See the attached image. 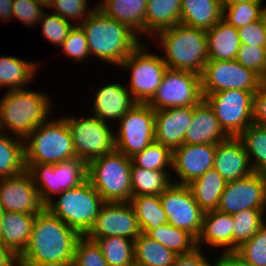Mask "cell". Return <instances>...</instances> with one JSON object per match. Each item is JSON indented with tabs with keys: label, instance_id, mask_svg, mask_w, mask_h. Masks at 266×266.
I'll return each mask as SVG.
<instances>
[{
	"label": "cell",
	"instance_id": "48",
	"mask_svg": "<svg viewBox=\"0 0 266 266\" xmlns=\"http://www.w3.org/2000/svg\"><path fill=\"white\" fill-rule=\"evenodd\" d=\"M44 8H47L45 4L34 0H13L12 18L34 27L38 25Z\"/></svg>",
	"mask_w": 266,
	"mask_h": 266
},
{
	"label": "cell",
	"instance_id": "45",
	"mask_svg": "<svg viewBox=\"0 0 266 266\" xmlns=\"http://www.w3.org/2000/svg\"><path fill=\"white\" fill-rule=\"evenodd\" d=\"M72 266H108L96 241L81 236L76 243Z\"/></svg>",
	"mask_w": 266,
	"mask_h": 266
},
{
	"label": "cell",
	"instance_id": "25",
	"mask_svg": "<svg viewBox=\"0 0 266 266\" xmlns=\"http://www.w3.org/2000/svg\"><path fill=\"white\" fill-rule=\"evenodd\" d=\"M36 215L5 212L2 218L0 242L20 256L26 249Z\"/></svg>",
	"mask_w": 266,
	"mask_h": 266
},
{
	"label": "cell",
	"instance_id": "13",
	"mask_svg": "<svg viewBox=\"0 0 266 266\" xmlns=\"http://www.w3.org/2000/svg\"><path fill=\"white\" fill-rule=\"evenodd\" d=\"M203 99L201 75L191 71L167 68L160 86L147 104L155 111L194 106Z\"/></svg>",
	"mask_w": 266,
	"mask_h": 266
},
{
	"label": "cell",
	"instance_id": "46",
	"mask_svg": "<svg viewBox=\"0 0 266 266\" xmlns=\"http://www.w3.org/2000/svg\"><path fill=\"white\" fill-rule=\"evenodd\" d=\"M235 60L266 81V47L241 43Z\"/></svg>",
	"mask_w": 266,
	"mask_h": 266
},
{
	"label": "cell",
	"instance_id": "56",
	"mask_svg": "<svg viewBox=\"0 0 266 266\" xmlns=\"http://www.w3.org/2000/svg\"><path fill=\"white\" fill-rule=\"evenodd\" d=\"M5 210L0 206V231L2 227V218L4 216Z\"/></svg>",
	"mask_w": 266,
	"mask_h": 266
},
{
	"label": "cell",
	"instance_id": "24",
	"mask_svg": "<svg viewBox=\"0 0 266 266\" xmlns=\"http://www.w3.org/2000/svg\"><path fill=\"white\" fill-rule=\"evenodd\" d=\"M232 214L212 210L204 212L202 229L196 239V246L202 249L209 245L221 249L222 252H233V227ZM224 249V250H222Z\"/></svg>",
	"mask_w": 266,
	"mask_h": 266
},
{
	"label": "cell",
	"instance_id": "19",
	"mask_svg": "<svg viewBox=\"0 0 266 266\" xmlns=\"http://www.w3.org/2000/svg\"><path fill=\"white\" fill-rule=\"evenodd\" d=\"M216 144H185L172 150L173 183L188 185L214 166ZM180 179V180H179Z\"/></svg>",
	"mask_w": 266,
	"mask_h": 266
},
{
	"label": "cell",
	"instance_id": "36",
	"mask_svg": "<svg viewBox=\"0 0 266 266\" xmlns=\"http://www.w3.org/2000/svg\"><path fill=\"white\" fill-rule=\"evenodd\" d=\"M143 233L177 255L190 254L197 248L196 239L191 234L169 223L159 225L155 229H146Z\"/></svg>",
	"mask_w": 266,
	"mask_h": 266
},
{
	"label": "cell",
	"instance_id": "29",
	"mask_svg": "<svg viewBox=\"0 0 266 266\" xmlns=\"http://www.w3.org/2000/svg\"><path fill=\"white\" fill-rule=\"evenodd\" d=\"M182 0H148L145 15V35L154 37L158 32L180 23Z\"/></svg>",
	"mask_w": 266,
	"mask_h": 266
},
{
	"label": "cell",
	"instance_id": "17",
	"mask_svg": "<svg viewBox=\"0 0 266 266\" xmlns=\"http://www.w3.org/2000/svg\"><path fill=\"white\" fill-rule=\"evenodd\" d=\"M141 233L130 202H105L85 236L87 238L121 236L135 240Z\"/></svg>",
	"mask_w": 266,
	"mask_h": 266
},
{
	"label": "cell",
	"instance_id": "38",
	"mask_svg": "<svg viewBox=\"0 0 266 266\" xmlns=\"http://www.w3.org/2000/svg\"><path fill=\"white\" fill-rule=\"evenodd\" d=\"M89 239L100 246L108 266H135L134 240L121 236Z\"/></svg>",
	"mask_w": 266,
	"mask_h": 266
},
{
	"label": "cell",
	"instance_id": "12",
	"mask_svg": "<svg viewBox=\"0 0 266 266\" xmlns=\"http://www.w3.org/2000/svg\"><path fill=\"white\" fill-rule=\"evenodd\" d=\"M265 81L236 60H208L201 73L203 98L223 90H244L256 93Z\"/></svg>",
	"mask_w": 266,
	"mask_h": 266
},
{
	"label": "cell",
	"instance_id": "16",
	"mask_svg": "<svg viewBox=\"0 0 266 266\" xmlns=\"http://www.w3.org/2000/svg\"><path fill=\"white\" fill-rule=\"evenodd\" d=\"M247 209L266 210V174L253 172L245 178L226 182L217 210L234 214Z\"/></svg>",
	"mask_w": 266,
	"mask_h": 266
},
{
	"label": "cell",
	"instance_id": "52",
	"mask_svg": "<svg viewBox=\"0 0 266 266\" xmlns=\"http://www.w3.org/2000/svg\"><path fill=\"white\" fill-rule=\"evenodd\" d=\"M221 254L216 258L217 266H254L244 261L235 252H221Z\"/></svg>",
	"mask_w": 266,
	"mask_h": 266
},
{
	"label": "cell",
	"instance_id": "11",
	"mask_svg": "<svg viewBox=\"0 0 266 266\" xmlns=\"http://www.w3.org/2000/svg\"><path fill=\"white\" fill-rule=\"evenodd\" d=\"M254 99L255 93L244 90H223L204 97L229 137H238L254 122Z\"/></svg>",
	"mask_w": 266,
	"mask_h": 266
},
{
	"label": "cell",
	"instance_id": "5",
	"mask_svg": "<svg viewBox=\"0 0 266 266\" xmlns=\"http://www.w3.org/2000/svg\"><path fill=\"white\" fill-rule=\"evenodd\" d=\"M25 164H57L76 157L71 133L63 118L49 119L25 139Z\"/></svg>",
	"mask_w": 266,
	"mask_h": 266
},
{
	"label": "cell",
	"instance_id": "15",
	"mask_svg": "<svg viewBox=\"0 0 266 266\" xmlns=\"http://www.w3.org/2000/svg\"><path fill=\"white\" fill-rule=\"evenodd\" d=\"M160 200L168 223L187 231L197 239L202 229L204 211L195 201L189 187L172 183L160 195Z\"/></svg>",
	"mask_w": 266,
	"mask_h": 266
},
{
	"label": "cell",
	"instance_id": "34",
	"mask_svg": "<svg viewBox=\"0 0 266 266\" xmlns=\"http://www.w3.org/2000/svg\"><path fill=\"white\" fill-rule=\"evenodd\" d=\"M172 171L148 170L136 167L132 163L131 167V191L132 196L139 195H161L172 183ZM172 177V179H171Z\"/></svg>",
	"mask_w": 266,
	"mask_h": 266
},
{
	"label": "cell",
	"instance_id": "10",
	"mask_svg": "<svg viewBox=\"0 0 266 266\" xmlns=\"http://www.w3.org/2000/svg\"><path fill=\"white\" fill-rule=\"evenodd\" d=\"M62 118L71 133L76 157L86 164L116 149L115 133L110 123L92 114L83 118L70 115Z\"/></svg>",
	"mask_w": 266,
	"mask_h": 266
},
{
	"label": "cell",
	"instance_id": "2",
	"mask_svg": "<svg viewBox=\"0 0 266 266\" xmlns=\"http://www.w3.org/2000/svg\"><path fill=\"white\" fill-rule=\"evenodd\" d=\"M79 26L85 33L90 56L115 67L142 42L129 26L107 16L98 7Z\"/></svg>",
	"mask_w": 266,
	"mask_h": 266
},
{
	"label": "cell",
	"instance_id": "31",
	"mask_svg": "<svg viewBox=\"0 0 266 266\" xmlns=\"http://www.w3.org/2000/svg\"><path fill=\"white\" fill-rule=\"evenodd\" d=\"M39 62L21 60L16 56H0V89L7 91L27 88L33 78H36Z\"/></svg>",
	"mask_w": 266,
	"mask_h": 266
},
{
	"label": "cell",
	"instance_id": "8",
	"mask_svg": "<svg viewBox=\"0 0 266 266\" xmlns=\"http://www.w3.org/2000/svg\"><path fill=\"white\" fill-rule=\"evenodd\" d=\"M146 43L142 41L119 66L131 72L127 89L137 103H147L153 97L168 68L161 56L146 49Z\"/></svg>",
	"mask_w": 266,
	"mask_h": 266
},
{
	"label": "cell",
	"instance_id": "54",
	"mask_svg": "<svg viewBox=\"0 0 266 266\" xmlns=\"http://www.w3.org/2000/svg\"><path fill=\"white\" fill-rule=\"evenodd\" d=\"M13 0H0V20L6 22L12 19Z\"/></svg>",
	"mask_w": 266,
	"mask_h": 266
},
{
	"label": "cell",
	"instance_id": "41",
	"mask_svg": "<svg viewBox=\"0 0 266 266\" xmlns=\"http://www.w3.org/2000/svg\"><path fill=\"white\" fill-rule=\"evenodd\" d=\"M131 159L136 167L148 170L169 171V168H172V150L156 141L136 153Z\"/></svg>",
	"mask_w": 266,
	"mask_h": 266
},
{
	"label": "cell",
	"instance_id": "53",
	"mask_svg": "<svg viewBox=\"0 0 266 266\" xmlns=\"http://www.w3.org/2000/svg\"><path fill=\"white\" fill-rule=\"evenodd\" d=\"M0 266H20L19 256L0 242Z\"/></svg>",
	"mask_w": 266,
	"mask_h": 266
},
{
	"label": "cell",
	"instance_id": "1",
	"mask_svg": "<svg viewBox=\"0 0 266 266\" xmlns=\"http://www.w3.org/2000/svg\"><path fill=\"white\" fill-rule=\"evenodd\" d=\"M81 235L44 208L36 214L20 266H72Z\"/></svg>",
	"mask_w": 266,
	"mask_h": 266
},
{
	"label": "cell",
	"instance_id": "51",
	"mask_svg": "<svg viewBox=\"0 0 266 266\" xmlns=\"http://www.w3.org/2000/svg\"><path fill=\"white\" fill-rule=\"evenodd\" d=\"M254 123L266 127V81L255 93Z\"/></svg>",
	"mask_w": 266,
	"mask_h": 266
},
{
	"label": "cell",
	"instance_id": "57",
	"mask_svg": "<svg viewBox=\"0 0 266 266\" xmlns=\"http://www.w3.org/2000/svg\"><path fill=\"white\" fill-rule=\"evenodd\" d=\"M34 1H37V2H40V3H43L47 6L49 0H34Z\"/></svg>",
	"mask_w": 266,
	"mask_h": 266
},
{
	"label": "cell",
	"instance_id": "18",
	"mask_svg": "<svg viewBox=\"0 0 266 266\" xmlns=\"http://www.w3.org/2000/svg\"><path fill=\"white\" fill-rule=\"evenodd\" d=\"M0 206L5 212L31 215H36L45 208L27 170L17 176L0 178Z\"/></svg>",
	"mask_w": 266,
	"mask_h": 266
},
{
	"label": "cell",
	"instance_id": "32",
	"mask_svg": "<svg viewBox=\"0 0 266 266\" xmlns=\"http://www.w3.org/2000/svg\"><path fill=\"white\" fill-rule=\"evenodd\" d=\"M6 134L0 129V178L17 176L26 170L24 139Z\"/></svg>",
	"mask_w": 266,
	"mask_h": 266
},
{
	"label": "cell",
	"instance_id": "6",
	"mask_svg": "<svg viewBox=\"0 0 266 266\" xmlns=\"http://www.w3.org/2000/svg\"><path fill=\"white\" fill-rule=\"evenodd\" d=\"M132 159L113 150L87 164V180L105 202H129Z\"/></svg>",
	"mask_w": 266,
	"mask_h": 266
},
{
	"label": "cell",
	"instance_id": "39",
	"mask_svg": "<svg viewBox=\"0 0 266 266\" xmlns=\"http://www.w3.org/2000/svg\"><path fill=\"white\" fill-rule=\"evenodd\" d=\"M263 0H247L232 4H222V19L236 29L261 19L266 14ZM264 6V7H263Z\"/></svg>",
	"mask_w": 266,
	"mask_h": 266
},
{
	"label": "cell",
	"instance_id": "47",
	"mask_svg": "<svg viewBox=\"0 0 266 266\" xmlns=\"http://www.w3.org/2000/svg\"><path fill=\"white\" fill-rule=\"evenodd\" d=\"M60 47L75 62L80 61L82 63L90 56L85 33L79 25L73 26Z\"/></svg>",
	"mask_w": 266,
	"mask_h": 266
},
{
	"label": "cell",
	"instance_id": "35",
	"mask_svg": "<svg viewBox=\"0 0 266 266\" xmlns=\"http://www.w3.org/2000/svg\"><path fill=\"white\" fill-rule=\"evenodd\" d=\"M129 202L133 207L141 232L168 223L159 195L132 196Z\"/></svg>",
	"mask_w": 266,
	"mask_h": 266
},
{
	"label": "cell",
	"instance_id": "26",
	"mask_svg": "<svg viewBox=\"0 0 266 266\" xmlns=\"http://www.w3.org/2000/svg\"><path fill=\"white\" fill-rule=\"evenodd\" d=\"M208 60H235L240 48L238 29L221 19L206 30Z\"/></svg>",
	"mask_w": 266,
	"mask_h": 266
},
{
	"label": "cell",
	"instance_id": "43",
	"mask_svg": "<svg viewBox=\"0 0 266 266\" xmlns=\"http://www.w3.org/2000/svg\"><path fill=\"white\" fill-rule=\"evenodd\" d=\"M235 253L254 266H266V223L252 238L242 243Z\"/></svg>",
	"mask_w": 266,
	"mask_h": 266
},
{
	"label": "cell",
	"instance_id": "28",
	"mask_svg": "<svg viewBox=\"0 0 266 266\" xmlns=\"http://www.w3.org/2000/svg\"><path fill=\"white\" fill-rule=\"evenodd\" d=\"M221 0H182L180 23L208 30L222 19Z\"/></svg>",
	"mask_w": 266,
	"mask_h": 266
},
{
	"label": "cell",
	"instance_id": "44",
	"mask_svg": "<svg viewBox=\"0 0 266 266\" xmlns=\"http://www.w3.org/2000/svg\"><path fill=\"white\" fill-rule=\"evenodd\" d=\"M42 33L52 45L61 46L66 40L69 31L73 28V21L69 22L61 18L58 14L45 11L39 21Z\"/></svg>",
	"mask_w": 266,
	"mask_h": 266
},
{
	"label": "cell",
	"instance_id": "33",
	"mask_svg": "<svg viewBox=\"0 0 266 266\" xmlns=\"http://www.w3.org/2000/svg\"><path fill=\"white\" fill-rule=\"evenodd\" d=\"M177 256L143 232L134 240L135 266H172Z\"/></svg>",
	"mask_w": 266,
	"mask_h": 266
},
{
	"label": "cell",
	"instance_id": "49",
	"mask_svg": "<svg viewBox=\"0 0 266 266\" xmlns=\"http://www.w3.org/2000/svg\"><path fill=\"white\" fill-rule=\"evenodd\" d=\"M240 42L266 47V14L259 20L238 29Z\"/></svg>",
	"mask_w": 266,
	"mask_h": 266
},
{
	"label": "cell",
	"instance_id": "9",
	"mask_svg": "<svg viewBox=\"0 0 266 266\" xmlns=\"http://www.w3.org/2000/svg\"><path fill=\"white\" fill-rule=\"evenodd\" d=\"M33 182L38 189L44 205L53 199L55 194L75 188L87 180V164L75 157L57 164H25Z\"/></svg>",
	"mask_w": 266,
	"mask_h": 266
},
{
	"label": "cell",
	"instance_id": "7",
	"mask_svg": "<svg viewBox=\"0 0 266 266\" xmlns=\"http://www.w3.org/2000/svg\"><path fill=\"white\" fill-rule=\"evenodd\" d=\"M59 195L58 200L53 198L45 208L81 236H85L105 201L88 180Z\"/></svg>",
	"mask_w": 266,
	"mask_h": 266
},
{
	"label": "cell",
	"instance_id": "3",
	"mask_svg": "<svg viewBox=\"0 0 266 266\" xmlns=\"http://www.w3.org/2000/svg\"><path fill=\"white\" fill-rule=\"evenodd\" d=\"M52 102L50 95L29 88L7 91L0 99V129L25 139L49 119Z\"/></svg>",
	"mask_w": 266,
	"mask_h": 266
},
{
	"label": "cell",
	"instance_id": "50",
	"mask_svg": "<svg viewBox=\"0 0 266 266\" xmlns=\"http://www.w3.org/2000/svg\"><path fill=\"white\" fill-rule=\"evenodd\" d=\"M202 250L196 248L190 254L178 255L172 266H217L216 260L210 263Z\"/></svg>",
	"mask_w": 266,
	"mask_h": 266
},
{
	"label": "cell",
	"instance_id": "14",
	"mask_svg": "<svg viewBox=\"0 0 266 266\" xmlns=\"http://www.w3.org/2000/svg\"><path fill=\"white\" fill-rule=\"evenodd\" d=\"M118 123L116 150L127 157L131 158L155 141V111L147 103H136Z\"/></svg>",
	"mask_w": 266,
	"mask_h": 266
},
{
	"label": "cell",
	"instance_id": "37",
	"mask_svg": "<svg viewBox=\"0 0 266 266\" xmlns=\"http://www.w3.org/2000/svg\"><path fill=\"white\" fill-rule=\"evenodd\" d=\"M238 138L245 147L253 172L266 174V127L253 122Z\"/></svg>",
	"mask_w": 266,
	"mask_h": 266
},
{
	"label": "cell",
	"instance_id": "42",
	"mask_svg": "<svg viewBox=\"0 0 266 266\" xmlns=\"http://www.w3.org/2000/svg\"><path fill=\"white\" fill-rule=\"evenodd\" d=\"M48 9H53V13L71 22L77 21L75 25H80L97 7L89 10L88 0H49Z\"/></svg>",
	"mask_w": 266,
	"mask_h": 266
},
{
	"label": "cell",
	"instance_id": "55",
	"mask_svg": "<svg viewBox=\"0 0 266 266\" xmlns=\"http://www.w3.org/2000/svg\"><path fill=\"white\" fill-rule=\"evenodd\" d=\"M247 0H221L222 4H232V3H238V2H243Z\"/></svg>",
	"mask_w": 266,
	"mask_h": 266
},
{
	"label": "cell",
	"instance_id": "20",
	"mask_svg": "<svg viewBox=\"0 0 266 266\" xmlns=\"http://www.w3.org/2000/svg\"><path fill=\"white\" fill-rule=\"evenodd\" d=\"M193 113L194 106L155 110V141L171 150L181 146Z\"/></svg>",
	"mask_w": 266,
	"mask_h": 266
},
{
	"label": "cell",
	"instance_id": "21",
	"mask_svg": "<svg viewBox=\"0 0 266 266\" xmlns=\"http://www.w3.org/2000/svg\"><path fill=\"white\" fill-rule=\"evenodd\" d=\"M213 168L226 182L239 180L253 173L248 154L238 137H229L216 144Z\"/></svg>",
	"mask_w": 266,
	"mask_h": 266
},
{
	"label": "cell",
	"instance_id": "27",
	"mask_svg": "<svg viewBox=\"0 0 266 266\" xmlns=\"http://www.w3.org/2000/svg\"><path fill=\"white\" fill-rule=\"evenodd\" d=\"M148 0H99L97 7L107 16L124 23L139 36L145 34V15Z\"/></svg>",
	"mask_w": 266,
	"mask_h": 266
},
{
	"label": "cell",
	"instance_id": "40",
	"mask_svg": "<svg viewBox=\"0 0 266 266\" xmlns=\"http://www.w3.org/2000/svg\"><path fill=\"white\" fill-rule=\"evenodd\" d=\"M233 252L244 242L252 238L266 223V210L247 209L232 214Z\"/></svg>",
	"mask_w": 266,
	"mask_h": 266
},
{
	"label": "cell",
	"instance_id": "30",
	"mask_svg": "<svg viewBox=\"0 0 266 266\" xmlns=\"http://www.w3.org/2000/svg\"><path fill=\"white\" fill-rule=\"evenodd\" d=\"M187 186L201 209L208 212L217 210L226 181L214 168H210Z\"/></svg>",
	"mask_w": 266,
	"mask_h": 266
},
{
	"label": "cell",
	"instance_id": "4",
	"mask_svg": "<svg viewBox=\"0 0 266 266\" xmlns=\"http://www.w3.org/2000/svg\"><path fill=\"white\" fill-rule=\"evenodd\" d=\"M153 38L159 40L164 50L161 57L168 68L201 75L208 61L206 30L178 23Z\"/></svg>",
	"mask_w": 266,
	"mask_h": 266
},
{
	"label": "cell",
	"instance_id": "23",
	"mask_svg": "<svg viewBox=\"0 0 266 266\" xmlns=\"http://www.w3.org/2000/svg\"><path fill=\"white\" fill-rule=\"evenodd\" d=\"M228 138L214 110L204 99L194 105L193 118L184 136L185 144H217Z\"/></svg>",
	"mask_w": 266,
	"mask_h": 266
},
{
	"label": "cell",
	"instance_id": "22",
	"mask_svg": "<svg viewBox=\"0 0 266 266\" xmlns=\"http://www.w3.org/2000/svg\"><path fill=\"white\" fill-rule=\"evenodd\" d=\"M128 86L118 83H106L94 95L92 115L99 117L103 122L118 121L134 106ZM108 121V122H107Z\"/></svg>",
	"mask_w": 266,
	"mask_h": 266
}]
</instances>
